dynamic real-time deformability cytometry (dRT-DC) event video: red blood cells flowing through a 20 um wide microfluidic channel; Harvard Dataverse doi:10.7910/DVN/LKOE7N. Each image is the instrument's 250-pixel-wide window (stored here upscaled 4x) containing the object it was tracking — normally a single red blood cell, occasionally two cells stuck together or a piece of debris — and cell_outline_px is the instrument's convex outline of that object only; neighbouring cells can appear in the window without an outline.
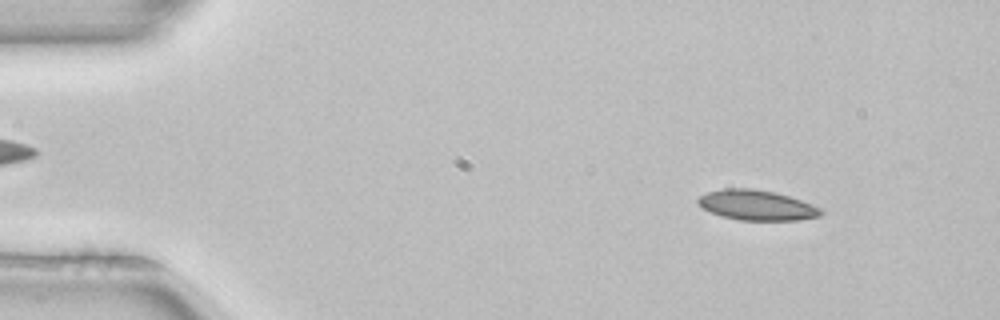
{"species": "common noctule bat (a hibernating species)", "species_latin": "Nyctalus noctula", "temperature_condition": "room temperature", "stored_images_in_passage": 51, "camera_frame_rate_fps": 3000, "um_per_image_px": 0.085, "animal": {"sex": "female", "body_mass_g": 22.7, "forearm_length_mm": 54.2}, "frame": {"image": 1, "passage_image": 6, "time_ms": 1.667, "image_size_px": [1000, 320], "cell_outline_px": [[824, 212], [820, 216], [796, 220], [740, 220], [720, 216], [696, 204], [696, 200], [700, 196], [708, 192], [724, 188], [752, 188], [772, 192], [788, 196], [812, 204], [820, 208]], "centroid_in_image_um": [64.3, 17.44], "position_along_channel_um": 20.7, "area_um2": 21.44}}
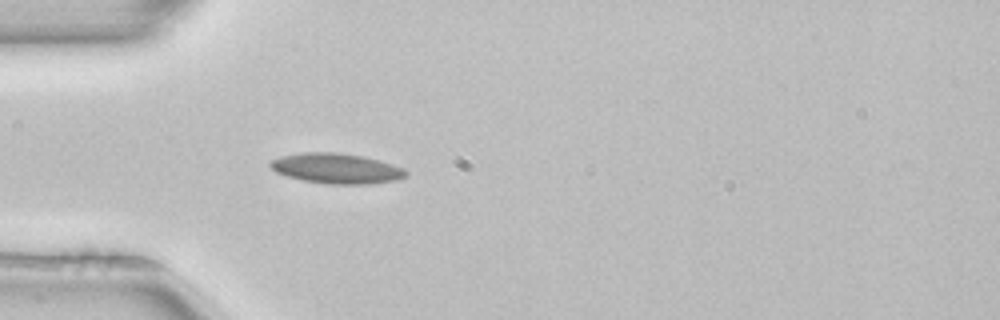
{"frame": {"image": 2, "passage_image": 15, "time_ms": 4.667, "image_size_px": [1000, 320], "cell_outline_px": [[408, 176], [396, 180], [368, 184], [328, 184], [304, 180], [288, 176], [276, 172], [268, 164], [268, 160], [280, 156], [304, 152], [336, 152], [364, 156], [380, 160], [404, 168], [408, 172]], "centroid_in_image_um": [28.61, 14.31], "position_along_channel_um": 56.4, "area_um2": 24.04}}
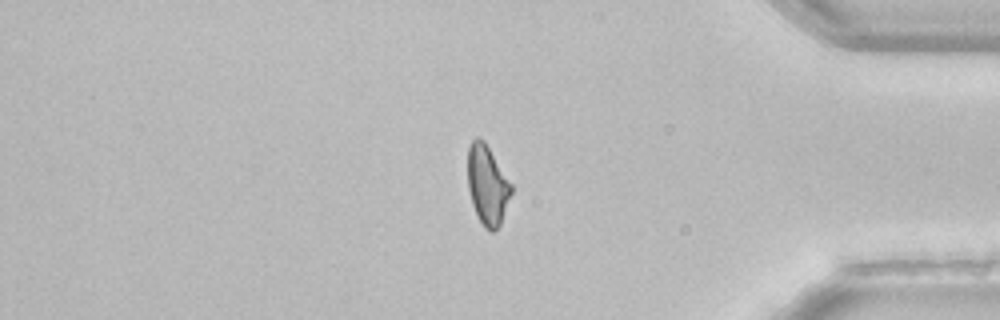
{"frame": {"image": 3, "passage_image": 43, "time_ms": 14.0, "image_size_px": [1000, 320], "cell_outline_px": [[512, 192], [500, 224], [496, 232], [488, 232], [484, 228], [472, 204], [468, 188], [468, 148], [472, 140], [476, 136], [484, 140], [512, 184]], "centroid_in_image_um": [41.43, 15.73], "position_along_channel_um": 393.8, "area_um2": 20.17}, "authors_computed_cell_mechanics": {"area_um2": 21.4438, "velocity_mm_per_s": 3.9769, "shape_relaxation_time_tau1_ms": 7.0742, "shape_relaxation_time_tau2_ms": 3.3899, "deformation_change_tau1": 0.1556, "deformation_change_tau2": 0.0819}}